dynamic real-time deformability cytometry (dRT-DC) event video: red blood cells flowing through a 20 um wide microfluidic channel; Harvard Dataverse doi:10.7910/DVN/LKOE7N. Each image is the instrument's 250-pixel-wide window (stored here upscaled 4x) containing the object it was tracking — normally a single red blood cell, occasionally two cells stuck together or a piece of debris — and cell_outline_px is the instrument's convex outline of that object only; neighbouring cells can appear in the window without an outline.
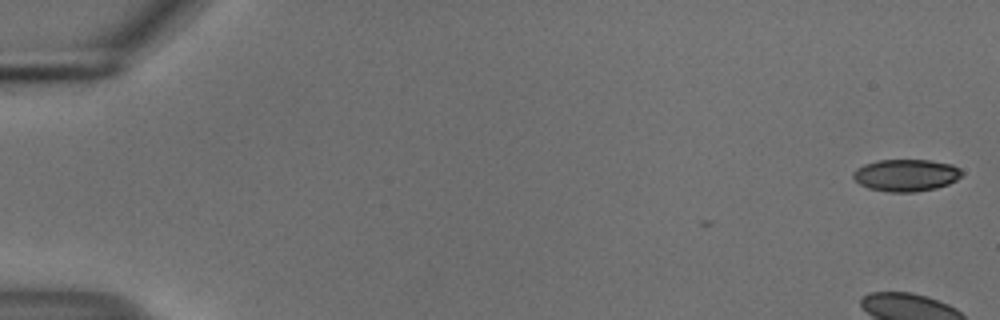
{"species": "common noctule bat (a hibernating species)", "species_latin": "Nyctalus noctula", "temperature_condition": "cold", "stored_images_in_passage": 2, "camera_frame_rate_fps": 3000, "um_per_image_px": 0.085, "animal": {"sex": "male", "body_mass_g": 18.8}, "frame": {"image": 1, "passage_image": 2, "time_ms": 0.333, "image_size_px": [1000, 320], "cell_outline_px": [[964, 172], [956, 180], [948, 184], [936, 188], [916, 192], [888, 192], [868, 188], [860, 184], [852, 176], [852, 172], [856, 168], [864, 164], [880, 160], [928, 160], [952, 164], [960, 168]], "centroid_in_image_um": [77.01, 14.89], "position_along_channel_um": 8.0, "area_um2": 20.4}}